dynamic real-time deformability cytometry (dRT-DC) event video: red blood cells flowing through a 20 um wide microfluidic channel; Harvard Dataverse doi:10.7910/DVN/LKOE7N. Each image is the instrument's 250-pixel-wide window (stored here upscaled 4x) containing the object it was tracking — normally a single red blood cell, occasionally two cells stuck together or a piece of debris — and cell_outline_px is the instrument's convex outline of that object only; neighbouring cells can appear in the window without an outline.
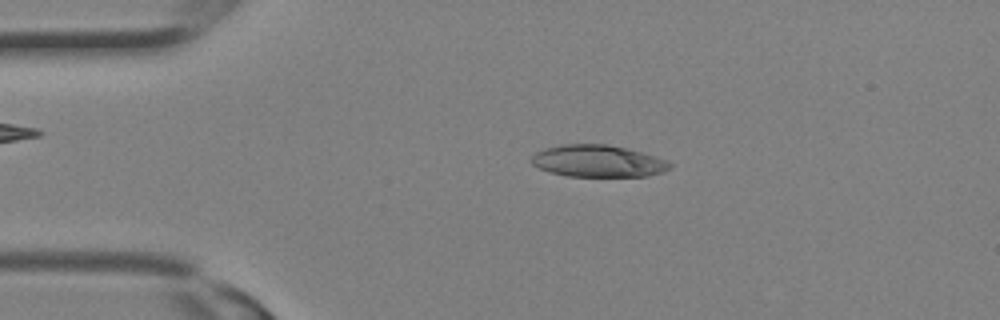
{"species": "Egyptian fruit bat (a non-hibernating species)", "species_latin": "Rousettus aegyptiacus", "temperature_condition": "room temperature", "stored_images_in_passage": 16, "camera_frame_rate_fps": 3000, "um_per_image_px": 0.085, "animal": {"sex": "female"}, "frame": {"image": 1, "passage_image": 6, "time_ms": 1.667, "image_size_px": [1000, 320], "cell_outline_px": [[672, 164], [664, 172], [648, 176], [568, 176], [552, 172], [540, 168], [532, 164], [532, 156], [536, 152], [544, 148], [560, 144], [608, 144], [628, 148], [668, 160]], "centroid_in_image_um": [50.85, 13.68], "position_along_channel_um": 34.2, "area_um2": 25.78}}
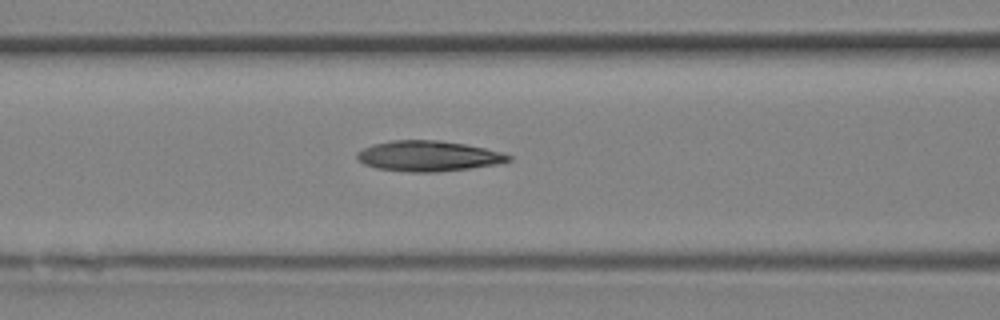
{"frame": {"image": 2, "passage_image": 12, "time_ms": 3.667, "image_size_px": [1000, 320], "cell_outline_px": [[512, 160], [504, 164], [436, 172], [408, 172], [376, 168], [364, 164], [356, 160], [356, 152], [372, 144], [392, 140], [436, 140], [464, 144], [504, 152], [512, 156]], "centroid_in_image_um": [36.43, 13.27], "position_along_channel_um": 130.2, "area_um2": 27.22}}
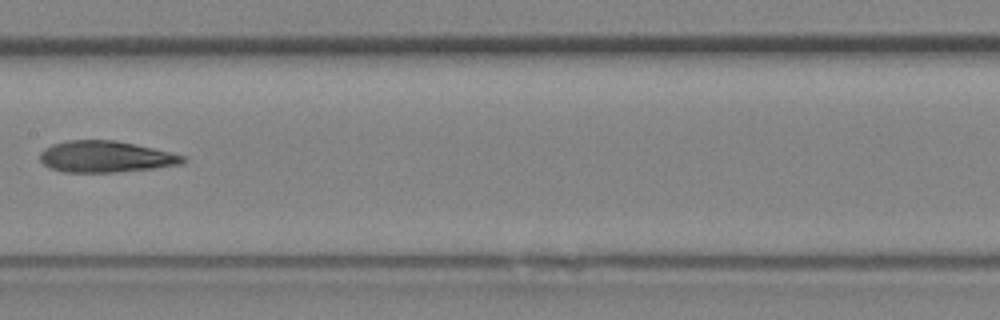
{"frame": {"image": 3, "passage_image": 15, "time_ms": 4.667, "image_size_px": [1000, 320], "cell_outline_px": [[184, 164], [152, 168], [112, 172], [64, 172], [48, 168], [40, 160], [40, 152], [44, 148], [52, 144], [68, 140], [116, 140], [152, 148], [184, 156]], "centroid_in_image_um": [8.92, 13.32], "position_along_channel_um": 198.5, "area_um2": 25.95}}